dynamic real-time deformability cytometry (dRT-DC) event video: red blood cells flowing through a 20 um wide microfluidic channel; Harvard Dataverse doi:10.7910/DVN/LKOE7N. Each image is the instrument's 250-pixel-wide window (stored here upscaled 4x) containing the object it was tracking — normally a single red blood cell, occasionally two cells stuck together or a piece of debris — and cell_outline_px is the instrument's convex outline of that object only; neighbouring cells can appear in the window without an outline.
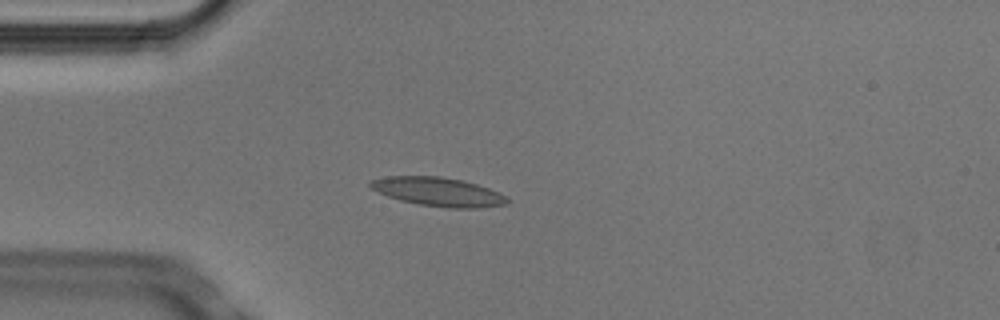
{"species": "Egyptian fruit bat (a non-hibernating species)", "species_latin": "Rousettus aegyptiacus", "temperature_condition": "cold", "stored_images_in_passage": 3, "camera_frame_rate_fps": 3000, "um_per_image_px": 0.085, "animal": {"sex": "male"}, "frame": {"image": 1, "passage_image": 3, "time_ms": 0.667, "image_size_px": [1000, 320], "cell_outline_px": [[508, 204], [480, 208], [448, 208], [420, 204], [400, 200], [388, 196], [372, 188], [368, 184], [368, 180], [388, 176], [440, 176], [464, 180], [488, 188], [504, 196], [508, 200]], "centroid_in_image_um": [37.23, 16.29], "position_along_channel_um": 47.8, "area_um2": 22.83}}